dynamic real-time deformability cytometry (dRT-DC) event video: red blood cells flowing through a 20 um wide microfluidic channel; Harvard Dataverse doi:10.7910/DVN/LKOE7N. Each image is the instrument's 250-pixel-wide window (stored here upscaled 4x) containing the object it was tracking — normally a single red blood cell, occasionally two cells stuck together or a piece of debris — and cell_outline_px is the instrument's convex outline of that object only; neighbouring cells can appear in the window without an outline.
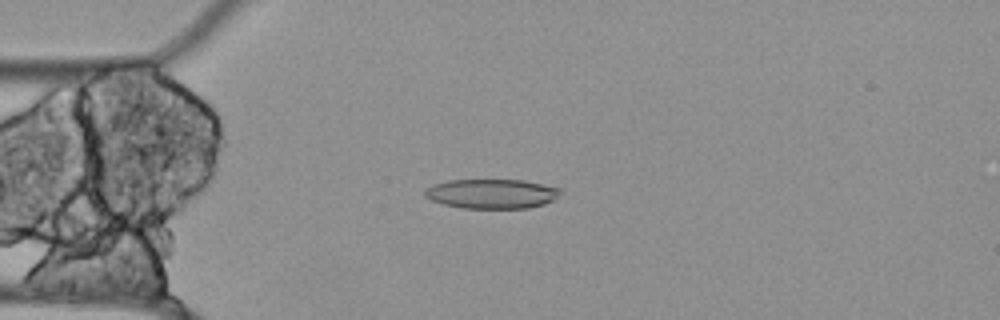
{"species": "Egyptian fruit bat (a non-hibernating species)", "species_latin": "Rousettus aegyptiacus", "temperature_condition": "cold", "stored_images_in_passage": 56, "camera_frame_rate_fps": 3000, "um_per_image_px": 0.085, "animal": {"sex": "female"}, "frame": {"image": 1, "passage_image": 14, "time_ms": 4.333, "image_size_px": [1000, 320], "cell_outline_px": [[560, 192], [552, 200], [544, 204], [528, 208], [460, 208], [444, 204], [432, 200], [424, 196], [424, 188], [432, 184], [448, 180], [524, 180], [560, 188]], "centroid_in_image_um": [41.74, 16.46], "position_along_channel_um": 43.3, "area_um2": 23.29}}
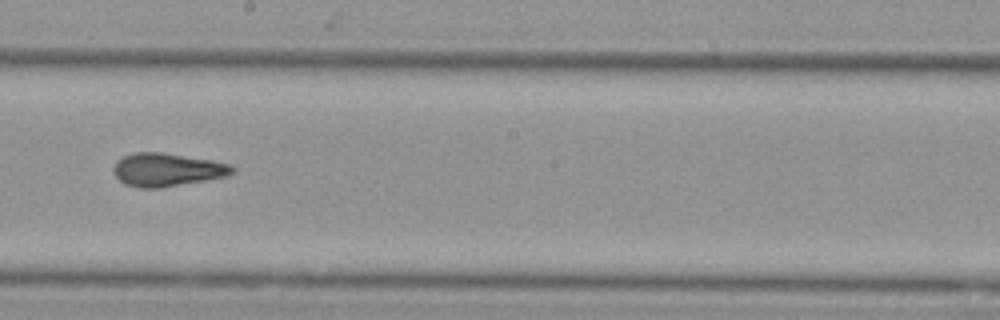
{"frame": {"image": 2, "passage_image": 31, "time_ms": 10.0, "image_size_px": [1000, 320], "cell_outline_px": [[236, 172], [228, 176], [160, 188], [140, 188], [124, 184], [112, 172], [112, 168], [116, 160], [124, 156], [136, 152], [160, 152], [212, 160], [232, 164], [236, 168]], "centroid_in_image_um": [14.21, 14.43], "position_along_channel_um": 234.0, "area_um2": 23.18}}
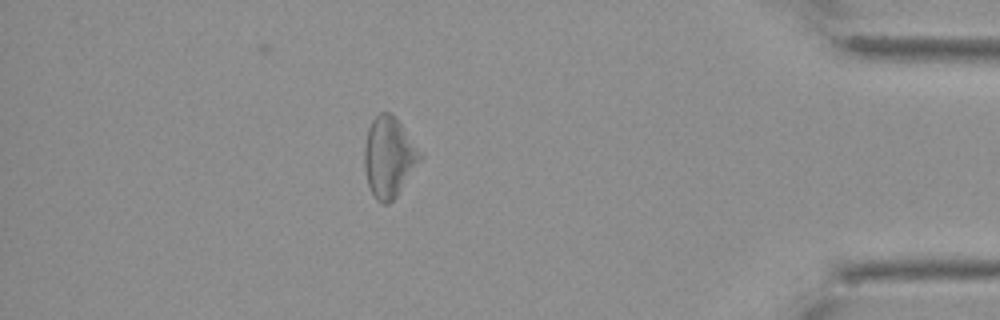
{"frame": {"image": 3, "passage_image": 49, "time_ms": 16.0, "image_size_px": [1000, 320], "cell_outline_px": [[424, 156], [396, 196], [388, 204], [380, 204], [376, 200], [368, 184], [364, 168], [364, 148], [368, 128], [372, 120], [380, 112], [392, 112], [396, 116]], "centroid_in_image_um": [33.06, 13.33], "position_along_channel_um": 402.1, "area_um2": 26.18}, "authors_computed_cell_mechanics": {"area_um2": 23.987, "velocity_mm_per_s": 3.4961, "shape_relaxation_time_tau1_ms": null, "shape_relaxation_time_tau2_ms": 4.6883, "deformation_change_tau1": null, "deformation_change_tau2": 0.1561}}